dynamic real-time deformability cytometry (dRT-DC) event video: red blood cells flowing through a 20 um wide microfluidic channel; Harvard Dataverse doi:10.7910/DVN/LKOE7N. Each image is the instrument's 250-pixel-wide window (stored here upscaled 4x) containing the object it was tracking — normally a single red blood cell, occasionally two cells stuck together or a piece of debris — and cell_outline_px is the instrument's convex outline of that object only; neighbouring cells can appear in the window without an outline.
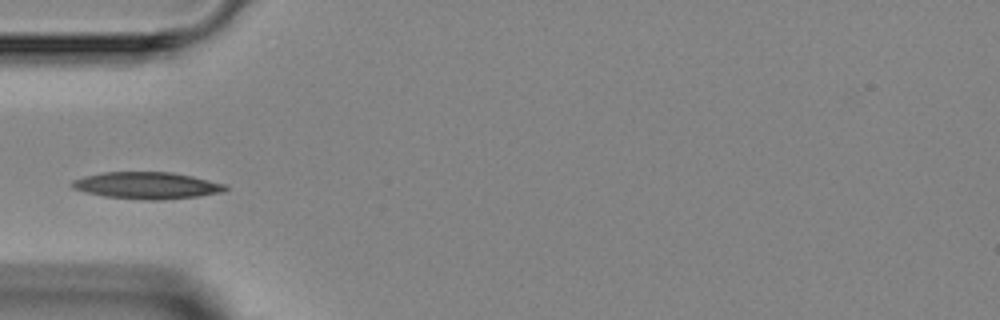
{"species": "Egyptian fruit bat (a non-hibernating species)", "species_latin": "Rousettus aegyptiacus", "temperature_condition": "room temperature", "stored_images_in_passage": 6, "camera_frame_rate_fps": 3000, "um_per_image_px": 0.085, "animal": {"sex": "female"}, "frame": {"image": 1, "passage_image": 4, "time_ms": 3.667, "image_size_px": [1000, 320], "cell_outline_px": [[228, 188], [224, 192], [200, 196], [164, 200], [144, 200], [104, 196], [84, 192], [72, 188], [68, 184], [72, 180], [84, 176], [100, 172], [172, 172], [192, 176], [224, 184]], "centroid_in_image_um": [12.44, 15.77], "position_along_channel_um": 72.6, "area_um2": 24.22}}
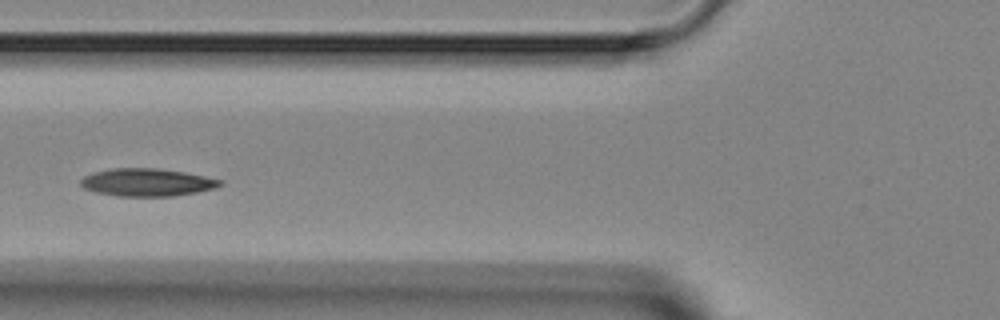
{"frame": {"image": 2, "passage_image": 5, "time_ms": 4.667, "image_size_px": [1000, 320], "cell_outline_px": [[224, 184], [216, 188], [196, 192], [172, 196], [120, 196], [96, 192], [84, 188], [80, 184], [80, 180], [84, 176], [92, 172], [112, 168], [156, 168], [184, 172], [224, 180]], "centroid_in_image_um": [12.51, 15.49], "position_along_channel_um": 113.3, "area_um2": 22.54}}
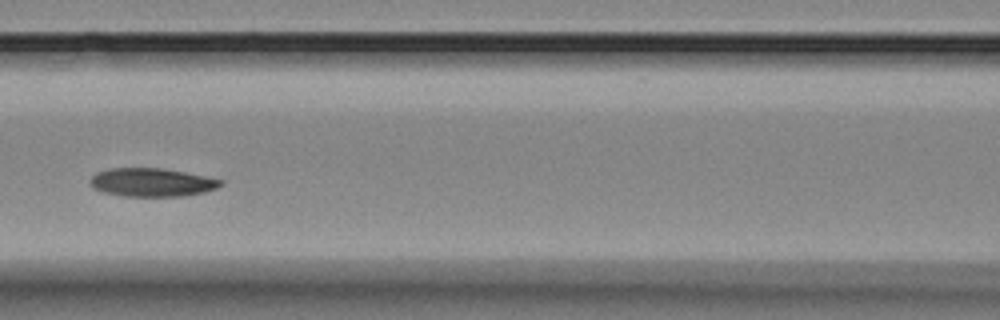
{"frame": {"image": 3, "passage_image": 6, "time_ms": 5.667, "image_size_px": [1000, 320], "cell_outline_px": [[224, 184], [216, 188], [204, 192], [184, 196], [124, 196], [104, 192], [92, 188], [88, 184], [88, 180], [96, 172], [108, 168], [164, 168], [224, 180]], "centroid_in_image_um": [12.87, 15.49], "position_along_channel_um": 153.7, "area_um2": 21.79}}